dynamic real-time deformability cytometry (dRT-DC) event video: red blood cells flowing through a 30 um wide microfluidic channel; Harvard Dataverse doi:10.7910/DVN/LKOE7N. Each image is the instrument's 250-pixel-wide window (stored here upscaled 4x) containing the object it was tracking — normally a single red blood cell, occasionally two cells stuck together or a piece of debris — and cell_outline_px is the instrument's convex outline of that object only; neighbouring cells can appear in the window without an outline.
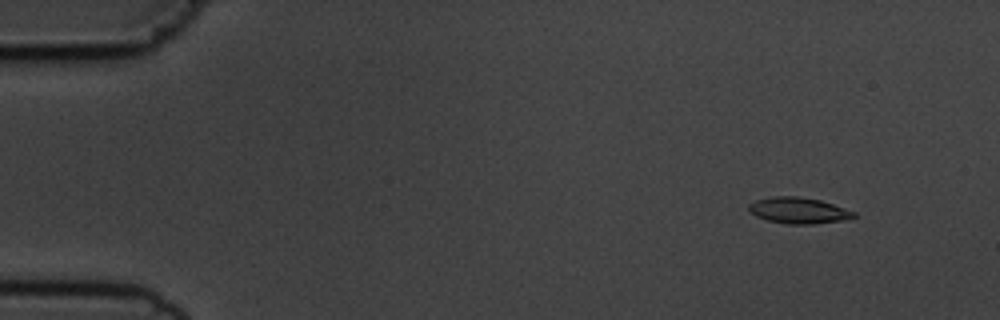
{"species": "common noctule bat (a hibernating species)", "species_latin": "Nyctalus noctula", "temperature_condition": "cold", "stored_images_in_passage": 6, "segment_of_instrument_passage": [1, 2], "camera_frame_rate_fps": 3000, "um_per_image_px": 0.085, "animal": {"sex": "male", "body_mass_g": 19.5, "forearm_length_mm": 54.6}, "frame": {"image": 1, "passage_image": 2, "time_ms": 1.333, "image_size_px": [1000, 320], "cell_outline_px": [[856, 216], [840, 220], [812, 224], [788, 224], [768, 220], [756, 216], [748, 208], [748, 204], [756, 200], [772, 196], [796, 196], [820, 200], [856, 212]], "centroid_in_image_um": [67.85, 17.88], "position_along_channel_um": 17.2, "area_um2": 15.72}}
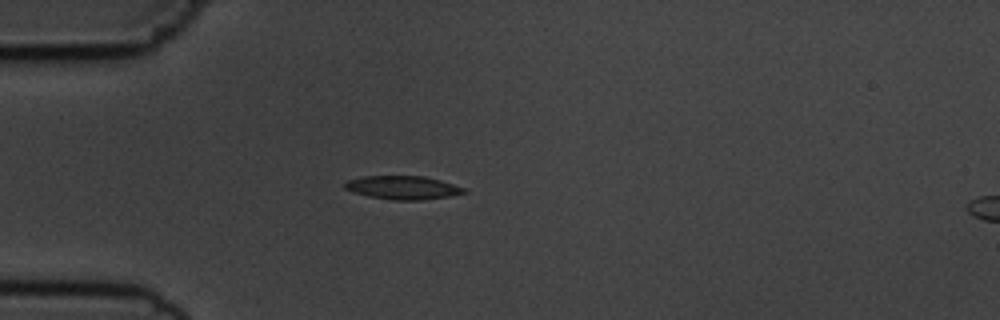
{"frame": {"image": 2, "passage_image": 5, "time_ms": 4.667, "image_size_px": [1000, 320], "cell_outline_px": [[468, 192], [452, 196], [420, 200], [392, 200], [368, 196], [352, 192], [344, 188], [344, 184], [348, 180], [364, 176], [424, 176], [440, 180], [468, 188]], "centroid_in_image_um": [34.29, 15.95], "position_along_channel_um": 50.7, "area_um2": 16.47}}